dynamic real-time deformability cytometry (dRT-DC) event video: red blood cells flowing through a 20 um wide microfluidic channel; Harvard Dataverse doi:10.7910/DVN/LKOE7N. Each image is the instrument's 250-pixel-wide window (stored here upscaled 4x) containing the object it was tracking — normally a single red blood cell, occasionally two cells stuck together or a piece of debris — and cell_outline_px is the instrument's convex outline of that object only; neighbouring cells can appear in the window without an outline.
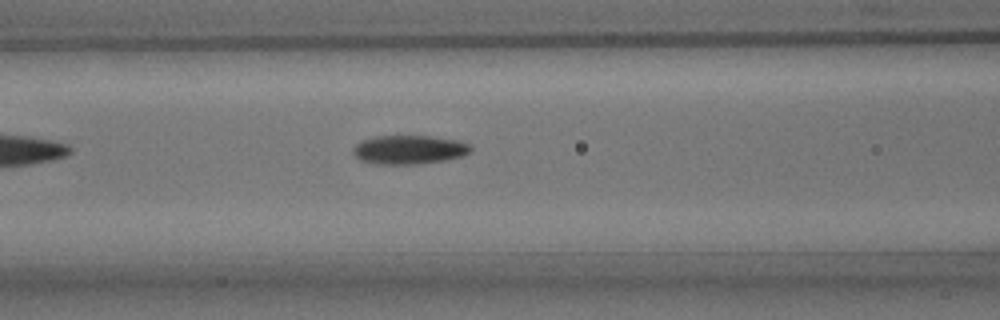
{"species": "common noctule bat (a hibernating species)", "species_latin": "Nyctalus noctula", "temperature_condition": "room temperature", "stored_images_in_passage": 41, "camera_frame_rate_fps": 3000, "um_per_image_px": 0.085, "animal": {"sex": "male", "body_mass_g": 15.6}, "frame": {"image": 1, "passage_image": 10, "time_ms": 3.0, "image_size_px": [1000, 320], "cell_outline_px": [[472, 152], [460, 156], [444, 160], [420, 164], [376, 164], [360, 160], [352, 152], [352, 148], [356, 144], [364, 140], [376, 136], [432, 136], [460, 140], [468, 144], [472, 148]], "centroid_in_image_um": [34.78, 12.72], "position_along_channel_um": 131.8, "area_um2": 19.83}}
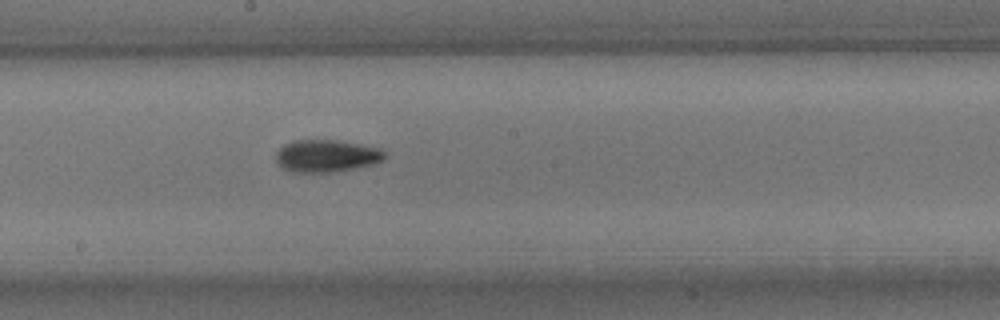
{"frame": {"image": 2, "passage_image": 17, "time_ms": 5.333, "image_size_px": [1000, 320], "cell_outline_px": [[384, 156], [380, 160], [372, 164], [332, 172], [292, 172], [280, 168], [276, 160], [276, 152], [284, 144], [292, 140], [336, 140], [380, 148], [384, 152]], "centroid_in_image_um": [27.66, 13.25], "position_along_channel_um": 220.5, "area_um2": 20.29}}
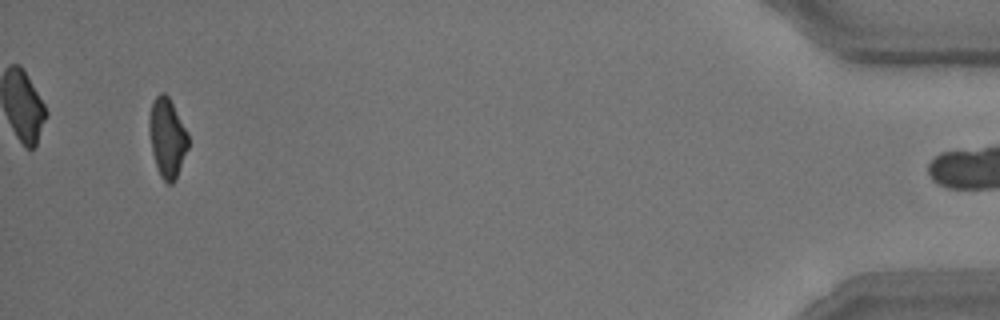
{"frame": {"image": 3, "passage_image": 39, "time_ms": 12.667, "image_size_px": [1000, 320], "cell_outline_px": [[188, 148], [176, 180], [172, 184], [168, 184], [160, 176], [152, 152], [148, 132], [148, 116], [152, 100], [160, 92], [164, 92], [168, 96], [188, 132]], "centroid_in_image_um": [14.2, 11.69], "position_along_channel_um": 421.0, "area_um2": 18.26}, "authors_computed_cell_mechanics": {"area_um2": 19.4208, "velocity_mm_per_s": 3.7934, "shape_relaxation_time_tau1_ms": 4.0889, "shape_relaxation_time_tau2_ms": 4.1147, "deformation_change_tau1": 0.1373, "deformation_change_tau2": 0.1087}}